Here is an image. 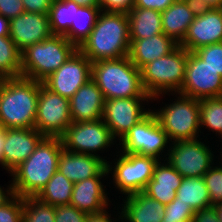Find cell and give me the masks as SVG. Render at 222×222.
Listing matches in <instances>:
<instances>
[{
    "label": "cell",
    "mask_w": 222,
    "mask_h": 222,
    "mask_svg": "<svg viewBox=\"0 0 222 222\" xmlns=\"http://www.w3.org/2000/svg\"><path fill=\"white\" fill-rule=\"evenodd\" d=\"M6 139V128L0 127V164L3 166L4 144Z\"/></svg>",
    "instance_id": "48"
},
{
    "label": "cell",
    "mask_w": 222,
    "mask_h": 222,
    "mask_svg": "<svg viewBox=\"0 0 222 222\" xmlns=\"http://www.w3.org/2000/svg\"><path fill=\"white\" fill-rule=\"evenodd\" d=\"M73 185L72 181L56 171L35 197L54 207L70 205Z\"/></svg>",
    "instance_id": "28"
},
{
    "label": "cell",
    "mask_w": 222,
    "mask_h": 222,
    "mask_svg": "<svg viewBox=\"0 0 222 222\" xmlns=\"http://www.w3.org/2000/svg\"><path fill=\"white\" fill-rule=\"evenodd\" d=\"M108 174L105 166L95 177L74 183L70 205L87 214L104 211L110 204L101 179Z\"/></svg>",
    "instance_id": "19"
},
{
    "label": "cell",
    "mask_w": 222,
    "mask_h": 222,
    "mask_svg": "<svg viewBox=\"0 0 222 222\" xmlns=\"http://www.w3.org/2000/svg\"><path fill=\"white\" fill-rule=\"evenodd\" d=\"M116 161L114 167L109 162L106 164L108 173L112 172L113 183L120 193L129 196L144 191L159 160L152 156L120 153Z\"/></svg>",
    "instance_id": "8"
},
{
    "label": "cell",
    "mask_w": 222,
    "mask_h": 222,
    "mask_svg": "<svg viewBox=\"0 0 222 222\" xmlns=\"http://www.w3.org/2000/svg\"><path fill=\"white\" fill-rule=\"evenodd\" d=\"M80 6L70 0H53L49 9V22L53 35L64 36L75 24L76 10Z\"/></svg>",
    "instance_id": "30"
},
{
    "label": "cell",
    "mask_w": 222,
    "mask_h": 222,
    "mask_svg": "<svg viewBox=\"0 0 222 222\" xmlns=\"http://www.w3.org/2000/svg\"><path fill=\"white\" fill-rule=\"evenodd\" d=\"M129 48L127 14L101 11L90 35L78 50L93 63L128 56Z\"/></svg>",
    "instance_id": "2"
},
{
    "label": "cell",
    "mask_w": 222,
    "mask_h": 222,
    "mask_svg": "<svg viewBox=\"0 0 222 222\" xmlns=\"http://www.w3.org/2000/svg\"><path fill=\"white\" fill-rule=\"evenodd\" d=\"M1 85H2V78H0V90H1Z\"/></svg>",
    "instance_id": "51"
},
{
    "label": "cell",
    "mask_w": 222,
    "mask_h": 222,
    "mask_svg": "<svg viewBox=\"0 0 222 222\" xmlns=\"http://www.w3.org/2000/svg\"><path fill=\"white\" fill-rule=\"evenodd\" d=\"M222 42V8L198 9L186 36L179 44L189 52Z\"/></svg>",
    "instance_id": "16"
},
{
    "label": "cell",
    "mask_w": 222,
    "mask_h": 222,
    "mask_svg": "<svg viewBox=\"0 0 222 222\" xmlns=\"http://www.w3.org/2000/svg\"><path fill=\"white\" fill-rule=\"evenodd\" d=\"M62 150L60 137L45 136L34 152L10 173L14 195L36 196L58 170Z\"/></svg>",
    "instance_id": "1"
},
{
    "label": "cell",
    "mask_w": 222,
    "mask_h": 222,
    "mask_svg": "<svg viewBox=\"0 0 222 222\" xmlns=\"http://www.w3.org/2000/svg\"><path fill=\"white\" fill-rule=\"evenodd\" d=\"M149 100L152 101V98L131 97L105 100L102 120L115 140L120 141L134 125L151 111L142 106L143 102Z\"/></svg>",
    "instance_id": "13"
},
{
    "label": "cell",
    "mask_w": 222,
    "mask_h": 222,
    "mask_svg": "<svg viewBox=\"0 0 222 222\" xmlns=\"http://www.w3.org/2000/svg\"><path fill=\"white\" fill-rule=\"evenodd\" d=\"M100 7H82L76 10L75 24H71L64 37L77 48L88 38L97 22Z\"/></svg>",
    "instance_id": "29"
},
{
    "label": "cell",
    "mask_w": 222,
    "mask_h": 222,
    "mask_svg": "<svg viewBox=\"0 0 222 222\" xmlns=\"http://www.w3.org/2000/svg\"><path fill=\"white\" fill-rule=\"evenodd\" d=\"M198 9L222 8V0H193Z\"/></svg>",
    "instance_id": "45"
},
{
    "label": "cell",
    "mask_w": 222,
    "mask_h": 222,
    "mask_svg": "<svg viewBox=\"0 0 222 222\" xmlns=\"http://www.w3.org/2000/svg\"><path fill=\"white\" fill-rule=\"evenodd\" d=\"M77 50L64 36L52 35L21 52V76L43 82Z\"/></svg>",
    "instance_id": "5"
},
{
    "label": "cell",
    "mask_w": 222,
    "mask_h": 222,
    "mask_svg": "<svg viewBox=\"0 0 222 222\" xmlns=\"http://www.w3.org/2000/svg\"><path fill=\"white\" fill-rule=\"evenodd\" d=\"M178 45L164 33L144 39H130L128 57L138 69H141L147 63L169 54Z\"/></svg>",
    "instance_id": "23"
},
{
    "label": "cell",
    "mask_w": 222,
    "mask_h": 222,
    "mask_svg": "<svg viewBox=\"0 0 222 222\" xmlns=\"http://www.w3.org/2000/svg\"><path fill=\"white\" fill-rule=\"evenodd\" d=\"M183 177L168 163L158 161L154 168L152 179L144 189L149 197L161 204H169L175 197Z\"/></svg>",
    "instance_id": "25"
},
{
    "label": "cell",
    "mask_w": 222,
    "mask_h": 222,
    "mask_svg": "<svg viewBox=\"0 0 222 222\" xmlns=\"http://www.w3.org/2000/svg\"><path fill=\"white\" fill-rule=\"evenodd\" d=\"M10 38L22 52L52 36L48 14L24 12L9 20Z\"/></svg>",
    "instance_id": "17"
},
{
    "label": "cell",
    "mask_w": 222,
    "mask_h": 222,
    "mask_svg": "<svg viewBox=\"0 0 222 222\" xmlns=\"http://www.w3.org/2000/svg\"><path fill=\"white\" fill-rule=\"evenodd\" d=\"M25 12L22 0H0V15L12 19Z\"/></svg>",
    "instance_id": "40"
},
{
    "label": "cell",
    "mask_w": 222,
    "mask_h": 222,
    "mask_svg": "<svg viewBox=\"0 0 222 222\" xmlns=\"http://www.w3.org/2000/svg\"><path fill=\"white\" fill-rule=\"evenodd\" d=\"M215 207L217 218L220 222H222V202L213 205Z\"/></svg>",
    "instance_id": "50"
},
{
    "label": "cell",
    "mask_w": 222,
    "mask_h": 222,
    "mask_svg": "<svg viewBox=\"0 0 222 222\" xmlns=\"http://www.w3.org/2000/svg\"><path fill=\"white\" fill-rule=\"evenodd\" d=\"M219 166H212L203 176L211 205L222 202V163Z\"/></svg>",
    "instance_id": "34"
},
{
    "label": "cell",
    "mask_w": 222,
    "mask_h": 222,
    "mask_svg": "<svg viewBox=\"0 0 222 222\" xmlns=\"http://www.w3.org/2000/svg\"><path fill=\"white\" fill-rule=\"evenodd\" d=\"M71 123L69 99L40 82L34 128L44 136L60 137Z\"/></svg>",
    "instance_id": "12"
},
{
    "label": "cell",
    "mask_w": 222,
    "mask_h": 222,
    "mask_svg": "<svg viewBox=\"0 0 222 222\" xmlns=\"http://www.w3.org/2000/svg\"><path fill=\"white\" fill-rule=\"evenodd\" d=\"M88 214L72 205L55 207V222H86Z\"/></svg>",
    "instance_id": "38"
},
{
    "label": "cell",
    "mask_w": 222,
    "mask_h": 222,
    "mask_svg": "<svg viewBox=\"0 0 222 222\" xmlns=\"http://www.w3.org/2000/svg\"><path fill=\"white\" fill-rule=\"evenodd\" d=\"M165 214L162 221L176 222H192L194 210L188 204L179 201V198H174L169 204L165 205Z\"/></svg>",
    "instance_id": "35"
},
{
    "label": "cell",
    "mask_w": 222,
    "mask_h": 222,
    "mask_svg": "<svg viewBox=\"0 0 222 222\" xmlns=\"http://www.w3.org/2000/svg\"><path fill=\"white\" fill-rule=\"evenodd\" d=\"M135 0H99L101 11L128 14L134 8Z\"/></svg>",
    "instance_id": "39"
},
{
    "label": "cell",
    "mask_w": 222,
    "mask_h": 222,
    "mask_svg": "<svg viewBox=\"0 0 222 222\" xmlns=\"http://www.w3.org/2000/svg\"><path fill=\"white\" fill-rule=\"evenodd\" d=\"M44 137L35 128L6 129L3 168L11 173L34 152Z\"/></svg>",
    "instance_id": "18"
},
{
    "label": "cell",
    "mask_w": 222,
    "mask_h": 222,
    "mask_svg": "<svg viewBox=\"0 0 222 222\" xmlns=\"http://www.w3.org/2000/svg\"><path fill=\"white\" fill-rule=\"evenodd\" d=\"M82 7H100L99 0H70Z\"/></svg>",
    "instance_id": "49"
},
{
    "label": "cell",
    "mask_w": 222,
    "mask_h": 222,
    "mask_svg": "<svg viewBox=\"0 0 222 222\" xmlns=\"http://www.w3.org/2000/svg\"><path fill=\"white\" fill-rule=\"evenodd\" d=\"M23 198L14 195L3 206H0V222H22Z\"/></svg>",
    "instance_id": "37"
},
{
    "label": "cell",
    "mask_w": 222,
    "mask_h": 222,
    "mask_svg": "<svg viewBox=\"0 0 222 222\" xmlns=\"http://www.w3.org/2000/svg\"><path fill=\"white\" fill-rule=\"evenodd\" d=\"M107 210L105 209L104 211L100 212V213H95V214H88L87 218H86V222H116L117 220L122 221V215L121 212L119 211L118 214L119 215V219L116 218V220L113 221L111 219V214H108V212H106Z\"/></svg>",
    "instance_id": "44"
},
{
    "label": "cell",
    "mask_w": 222,
    "mask_h": 222,
    "mask_svg": "<svg viewBox=\"0 0 222 222\" xmlns=\"http://www.w3.org/2000/svg\"><path fill=\"white\" fill-rule=\"evenodd\" d=\"M130 39H144L163 33L161 12L134 7L128 14Z\"/></svg>",
    "instance_id": "26"
},
{
    "label": "cell",
    "mask_w": 222,
    "mask_h": 222,
    "mask_svg": "<svg viewBox=\"0 0 222 222\" xmlns=\"http://www.w3.org/2000/svg\"><path fill=\"white\" fill-rule=\"evenodd\" d=\"M92 62L77 50L42 83L51 91L70 99L91 79Z\"/></svg>",
    "instance_id": "15"
},
{
    "label": "cell",
    "mask_w": 222,
    "mask_h": 222,
    "mask_svg": "<svg viewBox=\"0 0 222 222\" xmlns=\"http://www.w3.org/2000/svg\"><path fill=\"white\" fill-rule=\"evenodd\" d=\"M198 11L194 1L176 0L161 12L163 33L180 44Z\"/></svg>",
    "instance_id": "22"
},
{
    "label": "cell",
    "mask_w": 222,
    "mask_h": 222,
    "mask_svg": "<svg viewBox=\"0 0 222 222\" xmlns=\"http://www.w3.org/2000/svg\"><path fill=\"white\" fill-rule=\"evenodd\" d=\"M100 156L62 150L58 159V170L73 183L95 177L108 163Z\"/></svg>",
    "instance_id": "21"
},
{
    "label": "cell",
    "mask_w": 222,
    "mask_h": 222,
    "mask_svg": "<svg viewBox=\"0 0 222 222\" xmlns=\"http://www.w3.org/2000/svg\"><path fill=\"white\" fill-rule=\"evenodd\" d=\"M121 206L122 222H162L165 205L143 191L126 196Z\"/></svg>",
    "instance_id": "24"
},
{
    "label": "cell",
    "mask_w": 222,
    "mask_h": 222,
    "mask_svg": "<svg viewBox=\"0 0 222 222\" xmlns=\"http://www.w3.org/2000/svg\"><path fill=\"white\" fill-rule=\"evenodd\" d=\"M200 126L222 138V96L200 100Z\"/></svg>",
    "instance_id": "32"
},
{
    "label": "cell",
    "mask_w": 222,
    "mask_h": 222,
    "mask_svg": "<svg viewBox=\"0 0 222 222\" xmlns=\"http://www.w3.org/2000/svg\"><path fill=\"white\" fill-rule=\"evenodd\" d=\"M22 222H55V207L35 196L25 197Z\"/></svg>",
    "instance_id": "33"
},
{
    "label": "cell",
    "mask_w": 222,
    "mask_h": 222,
    "mask_svg": "<svg viewBox=\"0 0 222 222\" xmlns=\"http://www.w3.org/2000/svg\"><path fill=\"white\" fill-rule=\"evenodd\" d=\"M186 62L187 50L178 45L169 54L147 63L140 69L144 89L154 101L164 93L168 94L171 91V95H175L180 92L185 78Z\"/></svg>",
    "instance_id": "6"
},
{
    "label": "cell",
    "mask_w": 222,
    "mask_h": 222,
    "mask_svg": "<svg viewBox=\"0 0 222 222\" xmlns=\"http://www.w3.org/2000/svg\"><path fill=\"white\" fill-rule=\"evenodd\" d=\"M53 0H22L25 12L48 14Z\"/></svg>",
    "instance_id": "41"
},
{
    "label": "cell",
    "mask_w": 222,
    "mask_h": 222,
    "mask_svg": "<svg viewBox=\"0 0 222 222\" xmlns=\"http://www.w3.org/2000/svg\"><path fill=\"white\" fill-rule=\"evenodd\" d=\"M176 0H135L134 7L144 9H154L159 12H163Z\"/></svg>",
    "instance_id": "42"
},
{
    "label": "cell",
    "mask_w": 222,
    "mask_h": 222,
    "mask_svg": "<svg viewBox=\"0 0 222 222\" xmlns=\"http://www.w3.org/2000/svg\"><path fill=\"white\" fill-rule=\"evenodd\" d=\"M105 98L96 83L90 79L69 99L72 122L102 119Z\"/></svg>",
    "instance_id": "20"
},
{
    "label": "cell",
    "mask_w": 222,
    "mask_h": 222,
    "mask_svg": "<svg viewBox=\"0 0 222 222\" xmlns=\"http://www.w3.org/2000/svg\"><path fill=\"white\" fill-rule=\"evenodd\" d=\"M91 74L105 100L150 97L142 84L140 69L128 56L93 62Z\"/></svg>",
    "instance_id": "4"
},
{
    "label": "cell",
    "mask_w": 222,
    "mask_h": 222,
    "mask_svg": "<svg viewBox=\"0 0 222 222\" xmlns=\"http://www.w3.org/2000/svg\"><path fill=\"white\" fill-rule=\"evenodd\" d=\"M7 187H8L7 189H4V188H1L0 186V206H3L6 202H8L14 196L12 184H10Z\"/></svg>",
    "instance_id": "46"
},
{
    "label": "cell",
    "mask_w": 222,
    "mask_h": 222,
    "mask_svg": "<svg viewBox=\"0 0 222 222\" xmlns=\"http://www.w3.org/2000/svg\"><path fill=\"white\" fill-rule=\"evenodd\" d=\"M175 97L177 99L174 102L165 104L160 111H152L171 143L195 140L199 137V132L201 133L200 100L178 93Z\"/></svg>",
    "instance_id": "7"
},
{
    "label": "cell",
    "mask_w": 222,
    "mask_h": 222,
    "mask_svg": "<svg viewBox=\"0 0 222 222\" xmlns=\"http://www.w3.org/2000/svg\"><path fill=\"white\" fill-rule=\"evenodd\" d=\"M119 143L122 145L120 149L122 153L152 156L161 160L159 156L163 155L170 140L151 110L126 133Z\"/></svg>",
    "instance_id": "9"
},
{
    "label": "cell",
    "mask_w": 222,
    "mask_h": 222,
    "mask_svg": "<svg viewBox=\"0 0 222 222\" xmlns=\"http://www.w3.org/2000/svg\"><path fill=\"white\" fill-rule=\"evenodd\" d=\"M10 36L9 19L0 15V37Z\"/></svg>",
    "instance_id": "47"
},
{
    "label": "cell",
    "mask_w": 222,
    "mask_h": 222,
    "mask_svg": "<svg viewBox=\"0 0 222 222\" xmlns=\"http://www.w3.org/2000/svg\"><path fill=\"white\" fill-rule=\"evenodd\" d=\"M63 149L74 153L99 156L116 140L102 119L97 121L72 122L60 136Z\"/></svg>",
    "instance_id": "10"
},
{
    "label": "cell",
    "mask_w": 222,
    "mask_h": 222,
    "mask_svg": "<svg viewBox=\"0 0 222 222\" xmlns=\"http://www.w3.org/2000/svg\"><path fill=\"white\" fill-rule=\"evenodd\" d=\"M40 82L23 76L2 78L0 127L34 128Z\"/></svg>",
    "instance_id": "3"
},
{
    "label": "cell",
    "mask_w": 222,
    "mask_h": 222,
    "mask_svg": "<svg viewBox=\"0 0 222 222\" xmlns=\"http://www.w3.org/2000/svg\"><path fill=\"white\" fill-rule=\"evenodd\" d=\"M178 94L198 100L220 97L222 96V76L194 52L187 51L185 78Z\"/></svg>",
    "instance_id": "14"
},
{
    "label": "cell",
    "mask_w": 222,
    "mask_h": 222,
    "mask_svg": "<svg viewBox=\"0 0 222 222\" xmlns=\"http://www.w3.org/2000/svg\"><path fill=\"white\" fill-rule=\"evenodd\" d=\"M194 53L222 76V42L201 47Z\"/></svg>",
    "instance_id": "36"
},
{
    "label": "cell",
    "mask_w": 222,
    "mask_h": 222,
    "mask_svg": "<svg viewBox=\"0 0 222 222\" xmlns=\"http://www.w3.org/2000/svg\"><path fill=\"white\" fill-rule=\"evenodd\" d=\"M176 198H179L180 202L190 205L194 211L212 206L203 177L183 178L176 191Z\"/></svg>",
    "instance_id": "27"
},
{
    "label": "cell",
    "mask_w": 222,
    "mask_h": 222,
    "mask_svg": "<svg viewBox=\"0 0 222 222\" xmlns=\"http://www.w3.org/2000/svg\"><path fill=\"white\" fill-rule=\"evenodd\" d=\"M169 147L168 158L162 161H168L183 178L203 177L213 166V151L200 138L172 142Z\"/></svg>",
    "instance_id": "11"
},
{
    "label": "cell",
    "mask_w": 222,
    "mask_h": 222,
    "mask_svg": "<svg viewBox=\"0 0 222 222\" xmlns=\"http://www.w3.org/2000/svg\"><path fill=\"white\" fill-rule=\"evenodd\" d=\"M192 222H220L217 218L215 207L209 206L194 212Z\"/></svg>",
    "instance_id": "43"
},
{
    "label": "cell",
    "mask_w": 222,
    "mask_h": 222,
    "mask_svg": "<svg viewBox=\"0 0 222 222\" xmlns=\"http://www.w3.org/2000/svg\"><path fill=\"white\" fill-rule=\"evenodd\" d=\"M21 76V52L9 36L0 37V78Z\"/></svg>",
    "instance_id": "31"
}]
</instances>
